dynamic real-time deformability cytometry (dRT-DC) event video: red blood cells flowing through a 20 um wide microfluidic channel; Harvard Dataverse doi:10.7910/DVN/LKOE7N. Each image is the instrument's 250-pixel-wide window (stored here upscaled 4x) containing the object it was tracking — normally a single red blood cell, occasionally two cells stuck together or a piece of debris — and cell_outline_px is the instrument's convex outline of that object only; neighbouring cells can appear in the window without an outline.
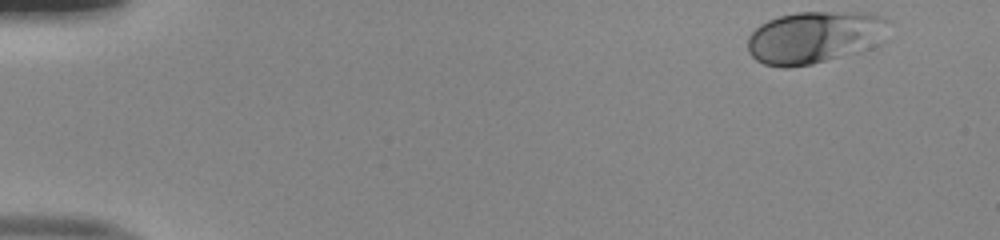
{"species": "human", "species_latin": "Homo sapiens", "temperature_condition": "room temperature", "stored_images_in_passage": 48, "camera_frame_rate_fps": 3000, "um_per_image_px": 0.085, "donor": {"sex": "male"}, "frame": {"image": 1, "passage_image": 1, "time_ms": 0.0, "image_size_px": [1000, 240], "cell_outline_px": [[888, 20], [872, 48], [812, 64], [788, 68], [784, 68], [764, 64], [756, 60], [748, 52], [748, 36], [760, 24], [768, 20], [780, 16], [796, 12], [864, 12], [880, 16]], "centroid_in_image_um": [69.14, 3.17], "position_along_channel_um": 15.9, "area_um2": 42.37}}
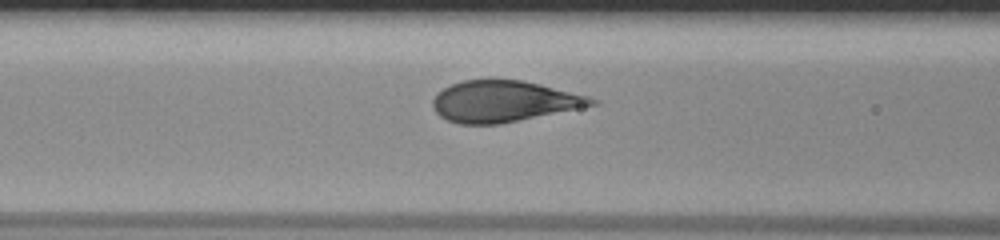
{"frame": {"image": 2, "passage_image": 19, "time_ms": 6.0, "image_size_px": [1000, 240], "cell_outline_px": [[600, 104], [500, 124], [460, 124], [448, 120], [440, 116], [432, 108], [432, 100], [444, 88], [452, 84], [464, 80], [488, 76], [492, 76], [524, 80], [588, 96], [600, 100]], "centroid_in_image_um": [42.82, 8.57], "position_along_channel_um": 123.8, "area_um2": 38.9}}
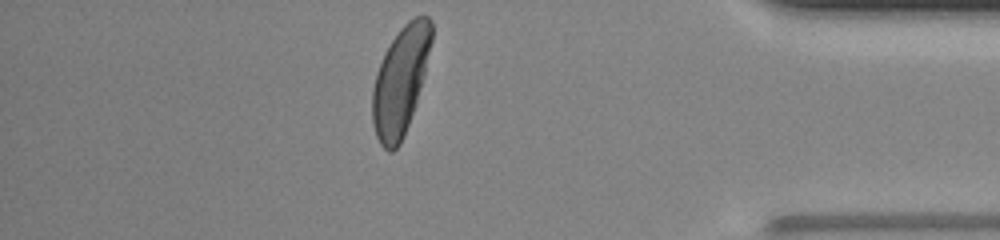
{"frame": {"image": 3, "passage_image": 42, "time_ms": 13.667, "image_size_px": [1000, 240], "cell_outline_px": [[432, 40], [416, 104], [404, 136], [400, 144], [392, 152], [388, 152], [380, 144], [376, 136], [372, 124], [372, 88], [376, 72], [384, 52], [400, 28], [408, 20], [416, 16], [428, 16], [432, 20]], "centroid_in_image_um": [34.02, 6.89], "position_along_channel_um": 401.2, "area_um2": 37.22}, "authors_computed_cell_mechanics": {"area_um2": 38.9861, "velocity_mm_per_s": 4.0146, "shape_relaxation_time_tau1_ms": 2.7006, "shape_relaxation_time_tau2_ms": null, "deformation_change_tau1": 0.1673, "deformation_change_tau2": null}}